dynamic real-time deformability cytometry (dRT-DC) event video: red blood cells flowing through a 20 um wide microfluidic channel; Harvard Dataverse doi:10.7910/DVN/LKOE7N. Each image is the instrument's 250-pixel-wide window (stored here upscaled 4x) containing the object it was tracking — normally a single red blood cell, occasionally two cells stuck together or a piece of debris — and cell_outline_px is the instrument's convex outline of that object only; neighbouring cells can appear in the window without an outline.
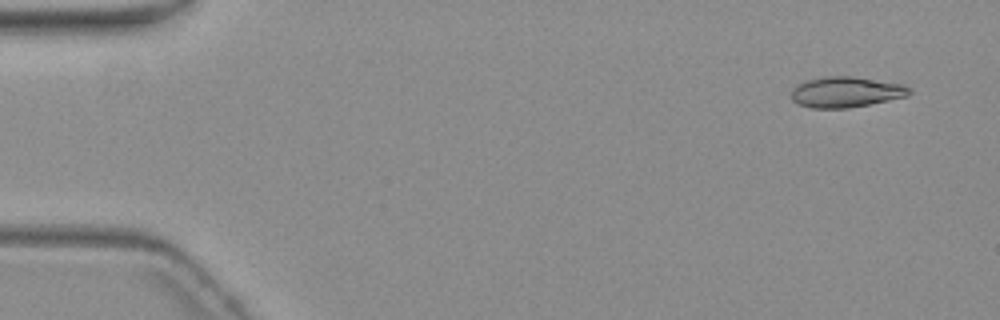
{"species": "common noctule bat (a hibernating species)", "species_latin": "Nyctalus noctula", "temperature_condition": "warm", "stored_images_in_passage": 4, "camera_frame_rate_fps": 3000, "um_per_image_px": 0.085, "animal": {"sex": "female", "body_mass_g": 19.3, "forearm_length_mm": 54.1}, "frame": {"image": 1, "passage_image": 1, "time_ms": 0.0, "image_size_px": [1000, 320], "cell_outline_px": [[912, 92], [908, 96], [848, 108], [812, 108], [800, 104], [792, 100], [792, 88], [808, 80], [824, 76], [852, 76], [904, 84], [912, 88]], "centroid_in_image_um": [71.95, 7.81], "position_along_channel_um": 13.0, "area_um2": 20.98}}